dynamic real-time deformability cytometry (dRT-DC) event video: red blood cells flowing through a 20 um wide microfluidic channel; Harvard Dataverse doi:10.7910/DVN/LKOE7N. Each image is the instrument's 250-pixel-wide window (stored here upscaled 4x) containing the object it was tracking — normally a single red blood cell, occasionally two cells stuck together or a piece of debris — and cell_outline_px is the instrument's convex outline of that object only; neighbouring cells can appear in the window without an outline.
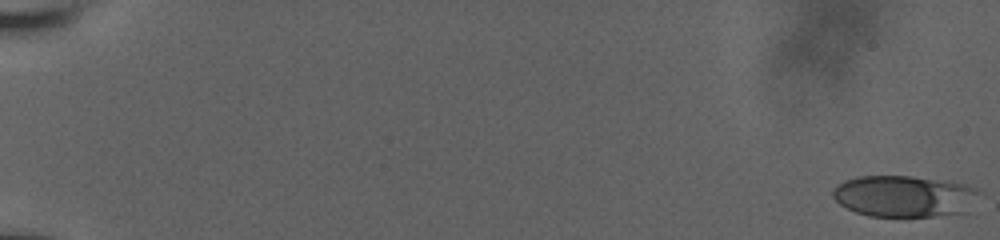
{"species": "human", "species_latin": "Homo sapiens", "temperature_condition": "room temperature", "stored_images_in_passage": 58, "camera_frame_rate_fps": 3000, "um_per_image_px": 0.085, "donor": {"sex": "male"}, "frame": {"image": 1, "passage_image": 1, "time_ms": 0.0, "image_size_px": [1000, 240], "cell_outline_px": [[984, 192], [968, 212], [932, 216], [868, 216], [856, 212], [840, 204], [832, 196], [832, 188], [836, 184], [844, 180], [856, 176], [912, 176], [968, 184]], "centroid_in_image_um": [76.91, 16.67], "position_along_channel_um": 8.1, "area_um2": 35.95}}
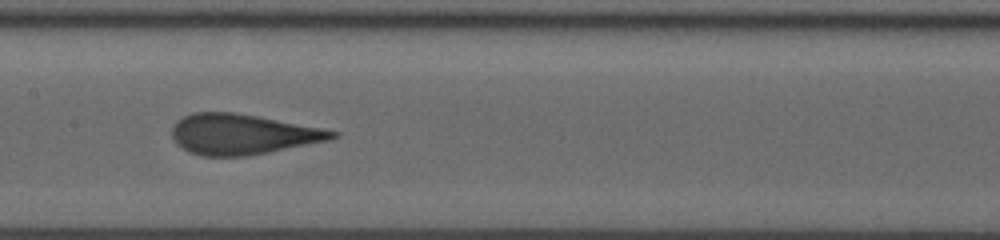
{"frame": {"image": 2, "passage_image": 32, "time_ms": 10.333, "image_size_px": [1000, 240], "cell_outline_px": [[340, 136], [328, 140], [248, 156], [200, 156], [188, 152], [176, 144], [172, 136], [172, 124], [176, 120], [192, 112], [236, 112], [320, 128], [340, 132]], "centroid_in_image_um": [20.54, 11.41], "position_along_channel_um": 186.9, "area_um2": 37.69}}
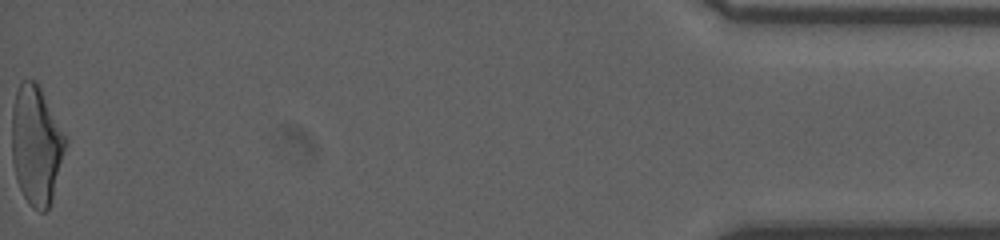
{"frame": {"image": 3, "passage_image": 58, "time_ms": 19.0, "image_size_px": [1000, 240], "cell_outline_px": [[68, 144], [52, 200], [48, 208], [44, 212], [40, 212], [32, 208], [28, 204], [16, 180], [12, 164], [12, 108], [16, 92], [20, 80], [36, 80], [68, 136]], "centroid_in_image_um": [3.11, 12.34], "position_along_channel_um": 432.1, "area_um2": 38.09}, "authors_computed_cell_mechanics": {"area_um2": 37.4255, "velocity_mm_per_s": 3.8356, "shape_relaxation_time_tau1_ms": 5.3787, "shape_relaxation_time_tau2_ms": 0.6705, "deformation_change_tau1": 0.1838, "deformation_change_tau2": 0.0863}}